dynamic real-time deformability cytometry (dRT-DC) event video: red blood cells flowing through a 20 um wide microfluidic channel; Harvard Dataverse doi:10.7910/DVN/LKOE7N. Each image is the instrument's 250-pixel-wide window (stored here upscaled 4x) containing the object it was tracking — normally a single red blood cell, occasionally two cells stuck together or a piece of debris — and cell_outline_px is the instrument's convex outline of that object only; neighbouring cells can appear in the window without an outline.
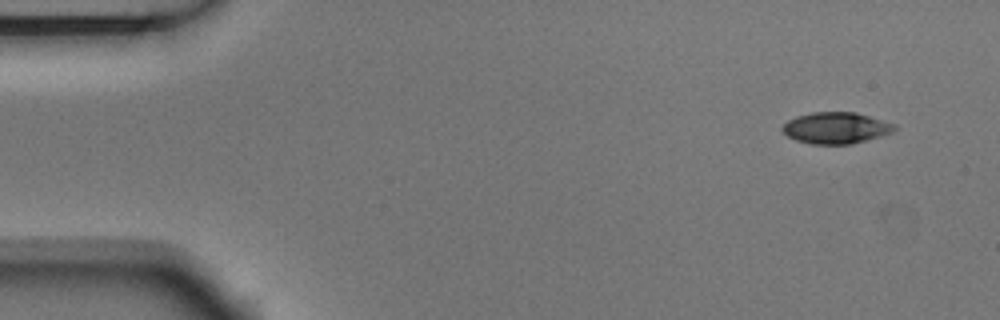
{"species": "Egyptian fruit bat (a non-hibernating species)", "species_latin": "Rousettus aegyptiacus", "temperature_condition": "room temperature", "stored_images_in_passage": 4, "camera_frame_rate_fps": 3000, "um_per_image_px": 0.085, "animal": {"sex": "male"}, "frame": {"image": 1, "passage_image": 1, "time_ms": 0.0, "image_size_px": [1000, 320], "cell_outline_px": [[896, 128], [892, 132], [880, 136], [852, 144], [812, 144], [796, 140], [788, 136], [780, 128], [788, 120], [796, 116], [812, 112], [856, 112], [896, 124]], "centroid_in_image_um": [71.05, 10.87], "position_along_channel_um": 14.0, "area_um2": 20.46}}
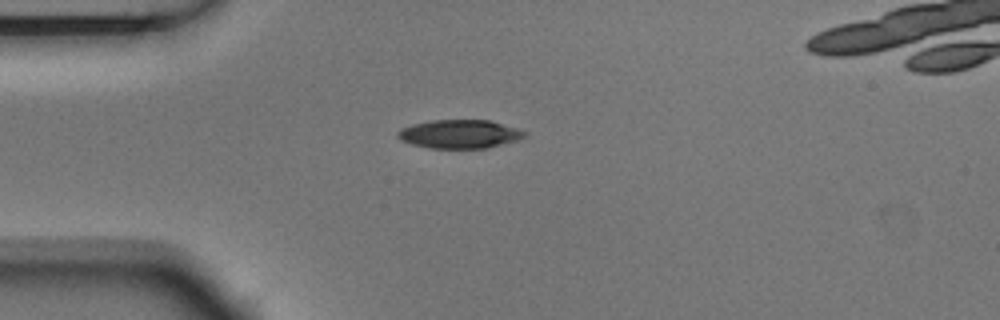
{"frame": {"image": 2, "passage_image": 4, "time_ms": 1.0, "image_size_px": [1000, 320], "cell_outline_px": [[528, 136], [516, 140], [488, 148], [428, 148], [412, 144], [400, 140], [396, 136], [396, 132], [400, 128], [412, 124], [432, 120], [488, 120], [520, 128], [528, 132]], "centroid_in_image_um": [39.07, 11.39], "position_along_channel_um": 45.9, "area_um2": 21.39}}